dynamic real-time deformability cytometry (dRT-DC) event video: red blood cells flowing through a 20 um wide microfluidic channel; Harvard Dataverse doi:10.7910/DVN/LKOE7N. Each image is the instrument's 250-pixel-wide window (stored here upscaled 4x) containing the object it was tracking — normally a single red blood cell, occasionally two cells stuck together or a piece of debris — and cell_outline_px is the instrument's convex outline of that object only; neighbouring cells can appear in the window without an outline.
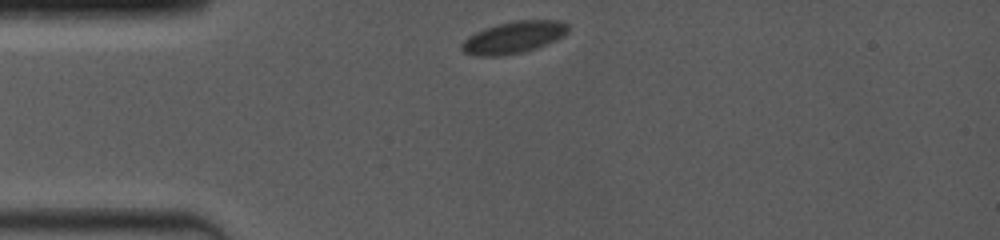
{"species": "common noctule bat (a hibernating species)", "species_latin": "Nyctalus noctula", "temperature_condition": "room temperature", "stored_images_in_passage": 45, "camera_frame_rate_fps": 4000, "um_per_image_px": 0.085, "animal": {"sex": "female", "body_mass_g": 19.0, "forearm_length_mm": 53.3}, "frame": {"image": 1, "passage_image": 1, "time_ms": 0.0, "image_size_px": [1000, 240], "cell_outline_px": [[568, 32], [564, 36], [548, 44], [524, 52], [504, 56], [476, 56], [464, 52], [460, 48], [460, 44], [468, 36], [484, 28], [496, 24], [516, 20], [560, 20], [568, 24]], "centroid_in_image_um": [43.66, 3.18], "position_along_channel_um": 41.3, "area_um2": 20.11}}
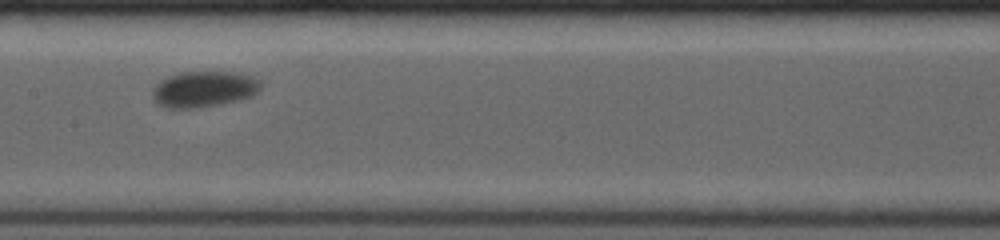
{"frame": {"image": 2, "passage_image": 19, "time_ms": 4.75, "image_size_px": [1000, 240], "cell_outline_px": [[260, 88], [252, 96], [240, 100], [196, 108], [168, 108], [156, 104], [152, 96], [152, 88], [160, 80], [168, 76], [180, 72], [232, 72], [248, 76], [260, 80]], "centroid_in_image_um": [17.27, 7.58], "position_along_channel_um": 190.1, "area_um2": 22.66}}
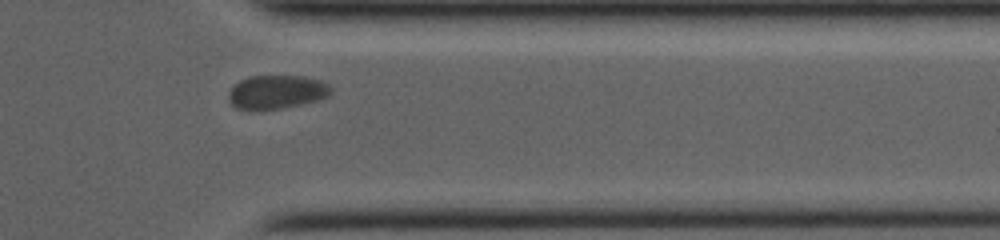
{"frame": {"image": 3, "passage_image": 39, "time_ms": 10.0, "image_size_px": [1000, 240], "cell_outline_px": [[332, 92], [328, 96], [316, 100], [300, 104], [260, 112], [248, 112], [236, 108], [228, 100], [228, 92], [240, 80], [248, 76], [304, 76], [320, 80], [328, 84], [332, 88]], "centroid_in_image_um": [23.46, 7.85], "position_along_channel_um": 387.9, "area_um2": 20.52}, "authors_computed_cell_mechanics": {"area_um2": 20.808, "velocity_mm_per_s": 3.7089, "shape_relaxation_time_tau1_ms": 4.5001, "shape_relaxation_time_tau2_ms": null, "deformation_change_tau1": 0.1003, "deformation_change_tau2": null}}